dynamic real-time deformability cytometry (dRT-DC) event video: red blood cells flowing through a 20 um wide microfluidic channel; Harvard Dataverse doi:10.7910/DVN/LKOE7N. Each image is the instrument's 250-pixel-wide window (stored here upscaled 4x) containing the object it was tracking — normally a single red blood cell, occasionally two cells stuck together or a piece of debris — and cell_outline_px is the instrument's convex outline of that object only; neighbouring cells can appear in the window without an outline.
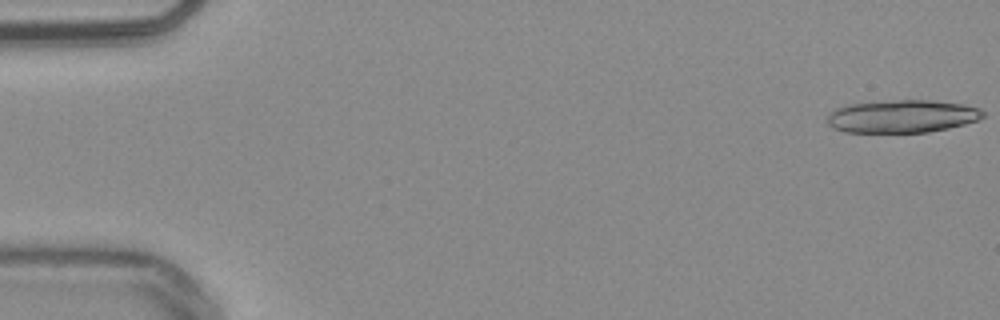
{"species": "common noctule bat (a hibernating species)", "species_latin": "Nyctalus noctula", "temperature_condition": "warm", "stored_images_in_passage": 30, "camera_frame_rate_fps": 3000, "um_per_image_px": 0.085, "animal": {"sex": "male", "body_mass_g": 20.4}, "frame": {"image": 1, "passage_image": 1, "time_ms": 0.0, "image_size_px": [1000, 320], "cell_outline_px": [[984, 116], [976, 120], [964, 124], [948, 128], [928, 132], [844, 132], [832, 128], [828, 124], [828, 116], [836, 108], [848, 104], [896, 100], [932, 100], [964, 104], [980, 108], [984, 112]], "centroid_in_image_um": [76.69, 9.88], "position_along_channel_um": 8.3, "area_um2": 29.71}}
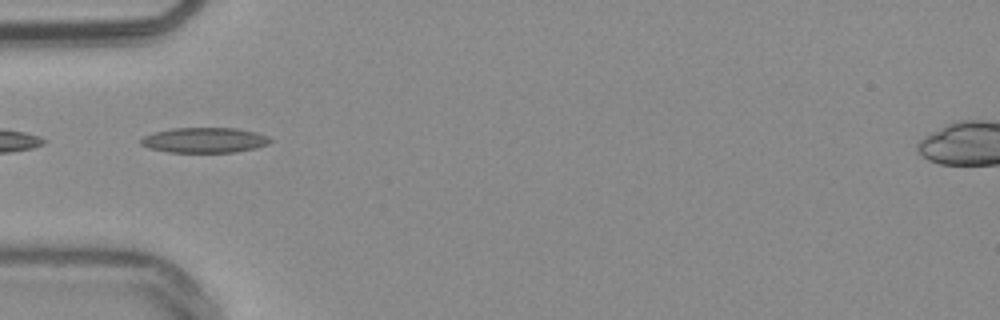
{"frame": {"image": 2, "passage_image": 18, "time_ms": 5.667, "image_size_px": [1000, 320], "cell_outline_px": [[272, 140], [268, 144], [256, 148], [236, 152], [168, 152], [148, 148], [140, 144], [140, 140], [144, 136], [156, 132], [172, 128], [236, 128], [256, 132], [268, 136]], "centroid_in_image_um": [17.39, 11.91], "position_along_channel_um": 67.6, "area_um2": 19.02}}
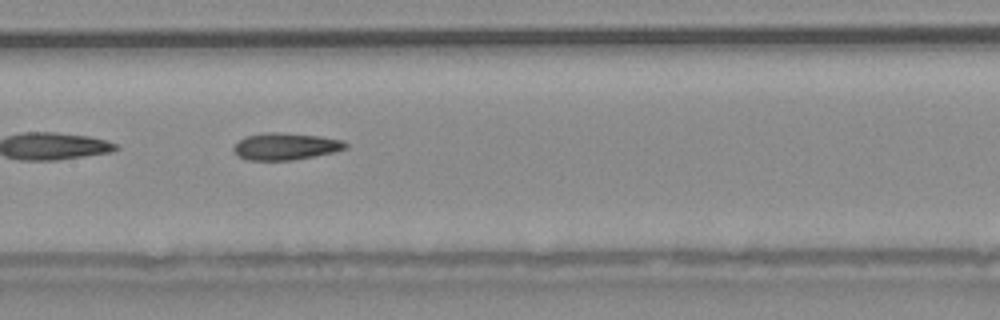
{"frame": {"image": 3, "passage_image": 27, "time_ms": 8.667, "image_size_px": [1000, 320], "cell_outline_px": [[348, 148], [332, 152], [292, 160], [248, 160], [236, 156], [232, 148], [244, 136], [264, 132], [276, 132], [320, 136], [340, 140], [348, 144]], "centroid_in_image_um": [24.22, 12.44], "position_along_channel_um": 183.2, "area_um2": 17.51}}